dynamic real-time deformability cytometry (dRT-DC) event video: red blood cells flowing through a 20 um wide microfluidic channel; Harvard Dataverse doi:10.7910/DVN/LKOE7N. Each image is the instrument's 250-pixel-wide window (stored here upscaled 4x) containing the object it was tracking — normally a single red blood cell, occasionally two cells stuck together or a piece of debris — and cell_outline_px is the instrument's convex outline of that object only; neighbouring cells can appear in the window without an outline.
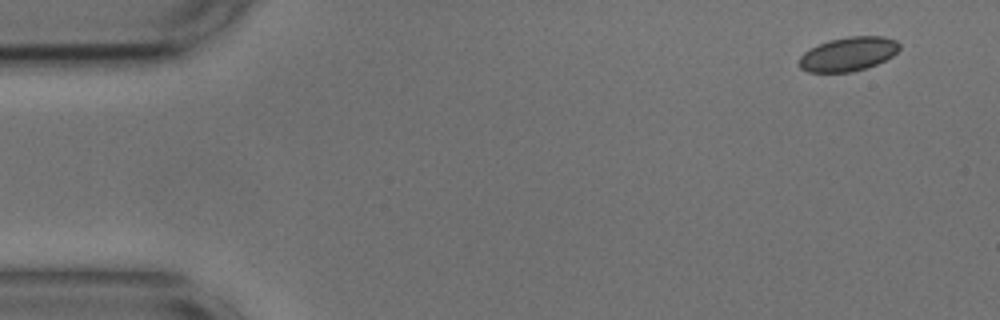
{"species": "common noctule bat (a hibernating species)", "species_latin": "Nyctalus noctula", "temperature_condition": "cold", "stored_images_in_passage": 52, "camera_frame_rate_fps": 3000, "um_per_image_px": 0.085, "animal": {"sex": "male", "body_mass_g": 17.9, "forearm_length_mm": 54.2}, "frame": {"image": 1, "passage_image": 1, "time_ms": 0.0, "image_size_px": [1000, 320], "cell_outline_px": [[900, 48], [892, 56], [876, 64], [852, 72], [808, 72], [800, 68], [800, 56], [804, 52], [828, 40], [848, 36], [884, 36], [896, 40], [900, 44]], "centroid_in_image_um": [72.11, 4.58], "position_along_channel_um": 12.9, "area_um2": 19.77}}
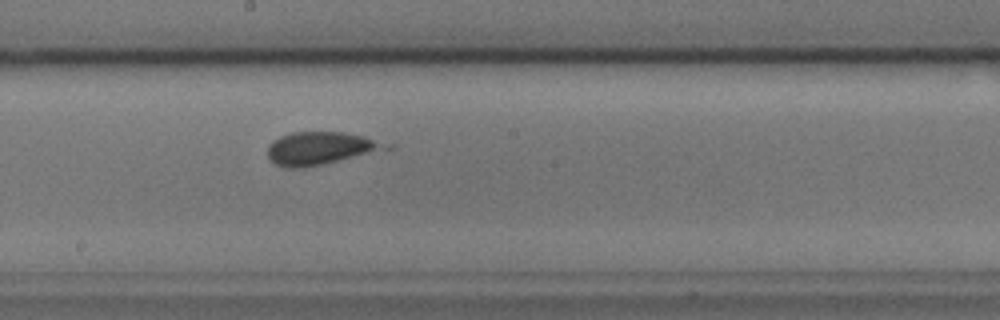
{"frame": {"image": 2, "passage_image": 27, "time_ms": 8.667, "image_size_px": [1000, 320], "cell_outline_px": [[396, 148], [324, 164], [304, 168], [284, 168], [268, 160], [268, 144], [272, 140], [280, 136], [292, 132], [344, 132], [364, 136], [396, 144]], "centroid_in_image_um": [27.32, 12.61], "position_along_channel_um": 220.9, "area_um2": 23.35}}
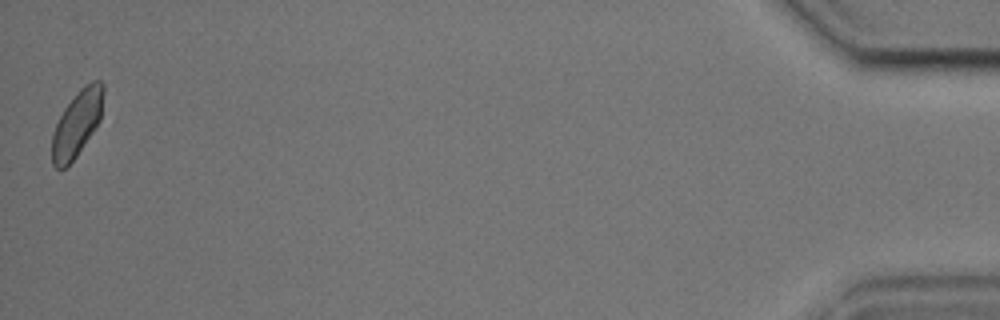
{"frame": {"image": 3, "passage_image": 52, "time_ms": 17.0, "image_size_px": [1000, 320], "cell_outline_px": [[104, 92], [100, 120], [76, 156], [64, 168], [56, 168], [52, 164], [52, 136], [56, 124], [64, 108], [80, 88], [84, 84], [92, 80], [100, 80], [104, 84]], "centroid_in_image_um": [6.55, 10.45], "position_along_channel_um": 428.6, "area_um2": 19.54}}